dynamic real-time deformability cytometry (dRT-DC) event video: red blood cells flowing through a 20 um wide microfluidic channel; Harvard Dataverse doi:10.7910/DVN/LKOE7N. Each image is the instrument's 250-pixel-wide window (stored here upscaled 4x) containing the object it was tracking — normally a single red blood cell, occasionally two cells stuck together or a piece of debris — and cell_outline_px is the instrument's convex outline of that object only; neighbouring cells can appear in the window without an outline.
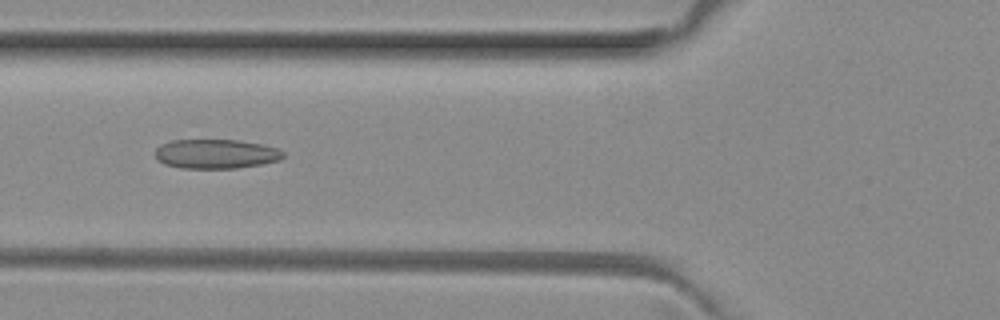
{"species": "common noctule bat (a hibernating species)", "species_latin": "Nyctalus noctula", "temperature_condition": "room temperature", "stored_images_in_passage": 4, "camera_frame_rate_fps": 3000, "um_per_image_px": 0.085, "animal": {"sex": "female", "body_mass_g": 29.2, "forearm_length_mm": 56.3}, "frame": {"image": 1, "passage_image": 4, "time_ms": 1.0, "image_size_px": [1000, 320], "cell_outline_px": [[284, 156], [280, 160], [260, 164], [236, 168], [180, 168], [164, 164], [156, 160], [156, 148], [160, 144], [172, 140], [236, 140], [260, 144], [276, 148], [284, 152]], "centroid_in_image_um": [18.31, 13.08], "position_along_channel_um": 107.5, "area_um2": 21.85}}